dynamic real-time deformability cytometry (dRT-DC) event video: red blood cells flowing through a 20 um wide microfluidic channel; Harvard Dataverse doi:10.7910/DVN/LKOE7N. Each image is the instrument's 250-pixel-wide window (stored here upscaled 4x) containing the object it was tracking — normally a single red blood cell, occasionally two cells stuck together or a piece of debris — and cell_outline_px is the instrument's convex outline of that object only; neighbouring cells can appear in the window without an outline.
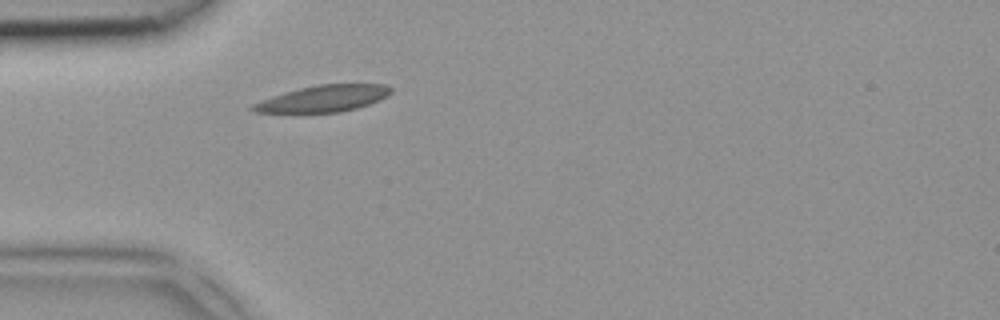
{"species": "common noctule bat (a hibernating species)", "species_latin": "Nyctalus noctula", "temperature_condition": "room temperature", "stored_images_in_passage": 2, "camera_frame_rate_fps": 3000, "um_per_image_px": 0.085, "animal": {"sex": "female", "body_mass_g": 18.4}, "frame": {"image": 1, "passage_image": 2, "time_ms": 0.333, "image_size_px": [1000, 320], "cell_outline_px": [[392, 92], [388, 96], [380, 100], [356, 108], [340, 112], [256, 112], [248, 108], [252, 104], [272, 96], [284, 92], [300, 88], [320, 84], [384, 84], [392, 88]], "centroid_in_image_um": [27.51, 8.37], "position_along_channel_um": 57.5, "area_um2": 21.15}}